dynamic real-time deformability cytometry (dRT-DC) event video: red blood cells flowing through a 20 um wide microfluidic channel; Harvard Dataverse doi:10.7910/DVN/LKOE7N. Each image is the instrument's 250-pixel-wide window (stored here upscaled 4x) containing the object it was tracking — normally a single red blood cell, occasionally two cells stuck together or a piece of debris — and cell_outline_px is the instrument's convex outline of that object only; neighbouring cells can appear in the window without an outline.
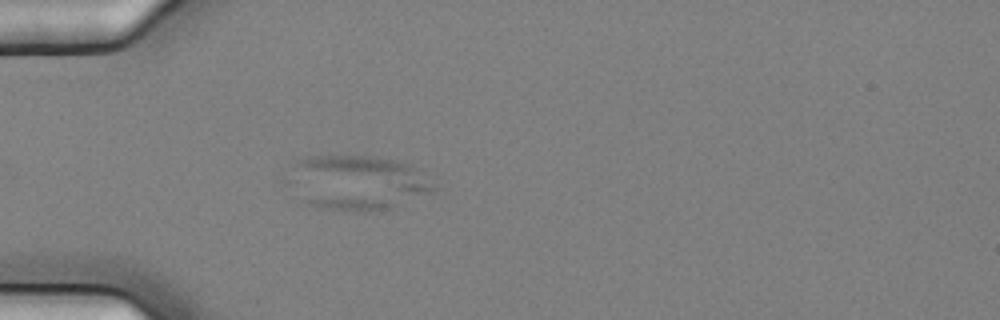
{"species": "common noctule bat (a hibernating species)", "species_latin": "Nyctalus noctula", "temperature_condition": "cold", "stored_images_in_passage": 10, "camera_frame_rate_fps": 3000, "um_per_image_px": 0.085, "animal": {"sex": "female", "body_mass_g": 25.1}, "frame": {"image": 1, "passage_image": 2, "time_ms": 0.333, "image_size_px": [1000, 320], "cell_outline_px": [[436, 192], [392, 208], [320, 208], [308, 204], [284, 184], [280, 180], [300, 160], [312, 156], [368, 156], [396, 160], [412, 168], [436, 188]], "centroid_in_image_um": [30.24, 15.5], "position_along_channel_um": 54.8, "area_um2": 45.37}}
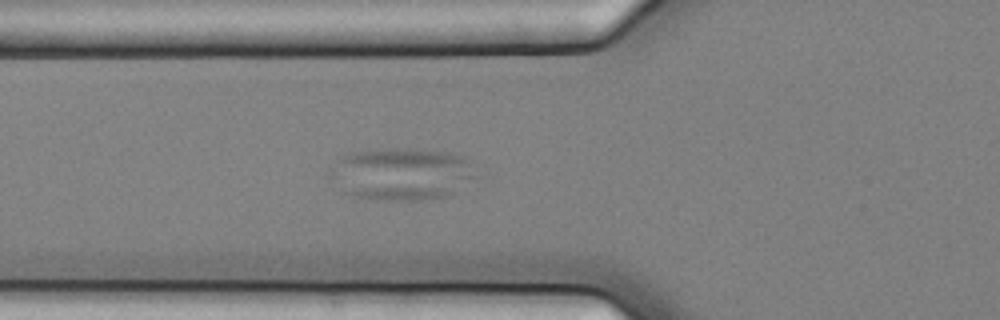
{"frame": {"image": 2, "passage_image": 6, "time_ms": 1.667, "image_size_px": [1000, 320], "cell_outline_px": [[480, 176], [452, 192], [444, 196], [420, 200], [376, 200], [356, 196], [344, 192], [340, 164], [340, 160], [348, 152], [396, 148], [408, 148], [448, 152], [464, 156]], "centroid_in_image_um": [34.38, 14.77], "position_along_channel_um": 91.4, "area_um2": 42.71}}